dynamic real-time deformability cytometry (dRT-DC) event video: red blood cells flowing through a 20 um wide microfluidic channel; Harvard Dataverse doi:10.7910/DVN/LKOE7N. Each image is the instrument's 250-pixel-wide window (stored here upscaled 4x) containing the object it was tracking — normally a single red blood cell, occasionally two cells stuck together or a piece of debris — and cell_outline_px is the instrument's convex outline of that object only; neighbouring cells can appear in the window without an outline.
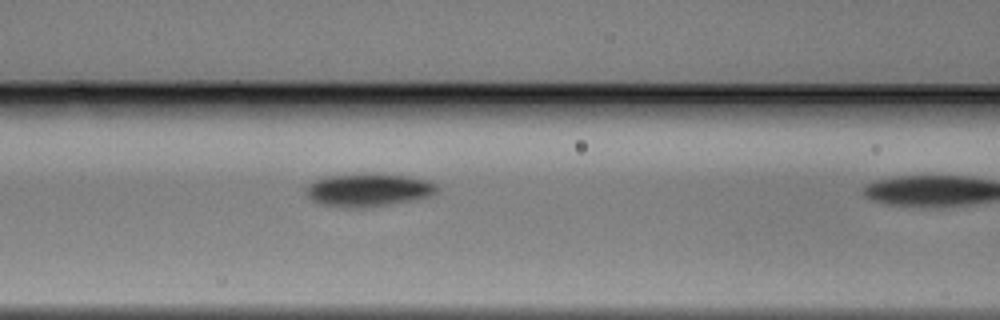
{"species": "Egyptian fruit bat (a non-hibernating species)", "species_latin": "Rousettus aegyptiacus", "temperature_condition": "warm", "stored_images_in_passage": 10, "camera_frame_rate_fps": 3000, "um_per_image_px": 0.085, "animal": {"sex": "male"}, "frame": {"image": 1, "passage_image": 9, "time_ms": 2.667, "image_size_px": [1000, 320], "cell_outline_px": [[436, 192], [428, 196], [388, 204], [360, 208], [320, 204], [312, 200], [304, 192], [308, 184], [312, 180], [324, 176], [404, 176], [428, 180], [436, 184]], "centroid_in_image_um": [31.23, 16.17], "position_along_channel_um": 135.4, "area_um2": 23.99}}